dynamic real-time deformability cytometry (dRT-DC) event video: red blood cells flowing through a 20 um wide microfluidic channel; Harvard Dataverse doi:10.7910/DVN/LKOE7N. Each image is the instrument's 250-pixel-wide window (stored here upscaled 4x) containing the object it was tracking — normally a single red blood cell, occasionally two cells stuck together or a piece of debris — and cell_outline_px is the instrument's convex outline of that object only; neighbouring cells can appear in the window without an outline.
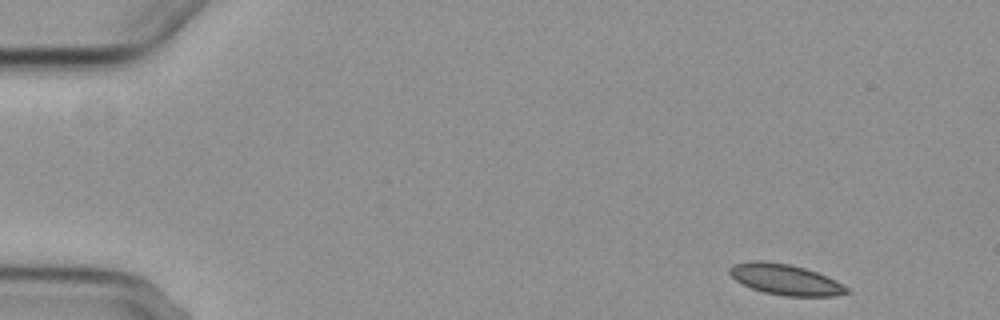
{"species": "common noctule bat (a hibernating species)", "species_latin": "Nyctalus noctula", "temperature_condition": "cold", "stored_images_in_passage": 4, "camera_frame_rate_fps": 3000, "um_per_image_px": 0.085, "animal": {"sex": "female", "body_mass_g": 29.2, "forearm_length_mm": 56.3}, "frame": {"image": 1, "passage_image": 1, "time_ms": 0.0, "image_size_px": [1000, 320], "cell_outline_px": [[852, 292], [836, 296], [784, 296], [764, 292], [752, 288], [736, 280], [728, 272], [728, 268], [732, 264], [748, 260], [764, 260], [788, 264], [804, 268], [816, 272], [836, 280], [848, 288]], "centroid_in_image_um": [66.74, 23.75], "position_along_channel_um": 18.3, "area_um2": 21.1}}
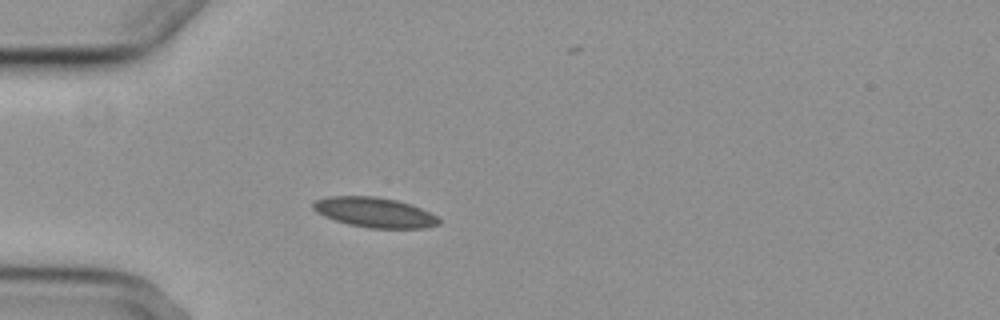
{"frame": {"image": 2, "passage_image": 4, "time_ms": 3.667, "image_size_px": [1000, 320], "cell_outline_px": [[440, 224], [424, 228], [368, 228], [348, 224], [324, 216], [316, 212], [312, 208], [312, 204], [316, 200], [328, 196], [376, 196], [396, 200], [412, 204], [436, 216], [440, 220]], "centroid_in_image_um": [31.82, 18.05], "position_along_channel_um": 53.2, "area_um2": 21.96}}